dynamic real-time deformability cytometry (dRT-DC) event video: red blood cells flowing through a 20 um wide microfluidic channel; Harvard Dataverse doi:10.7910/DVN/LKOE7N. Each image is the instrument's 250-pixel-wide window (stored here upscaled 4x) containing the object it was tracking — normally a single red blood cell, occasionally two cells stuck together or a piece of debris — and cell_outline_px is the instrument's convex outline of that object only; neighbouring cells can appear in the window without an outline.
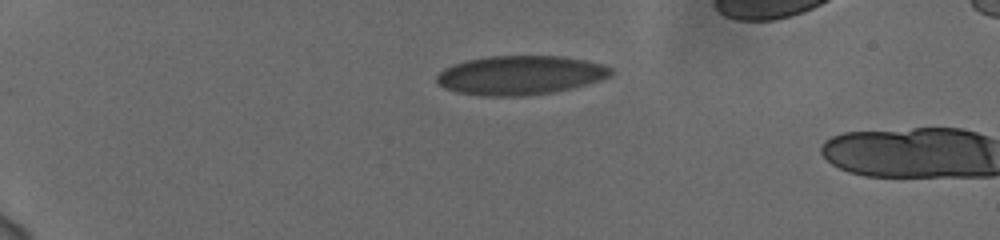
{"species": "human", "species_latin": "Homo sapiens", "temperature_condition": "cold", "stored_images_in_passage": 4, "camera_frame_rate_fps": 3000, "um_per_image_px": 0.085, "donor": {"sex": "female"}, "frame": {"image": 1, "passage_image": 1, "time_ms": 0.0, "image_size_px": [1000, 240], "cell_outline_px": [[616, 72], [612, 76], [600, 80], [572, 88], [552, 92], [520, 96], [484, 96], [456, 92], [444, 88], [436, 80], [436, 76], [444, 68], [468, 60], [488, 56], [560, 56], [584, 60], [604, 64], [612, 68]], "centroid_in_image_um": [44.26, 6.39], "position_along_channel_um": 40.7, "area_um2": 39.65}}